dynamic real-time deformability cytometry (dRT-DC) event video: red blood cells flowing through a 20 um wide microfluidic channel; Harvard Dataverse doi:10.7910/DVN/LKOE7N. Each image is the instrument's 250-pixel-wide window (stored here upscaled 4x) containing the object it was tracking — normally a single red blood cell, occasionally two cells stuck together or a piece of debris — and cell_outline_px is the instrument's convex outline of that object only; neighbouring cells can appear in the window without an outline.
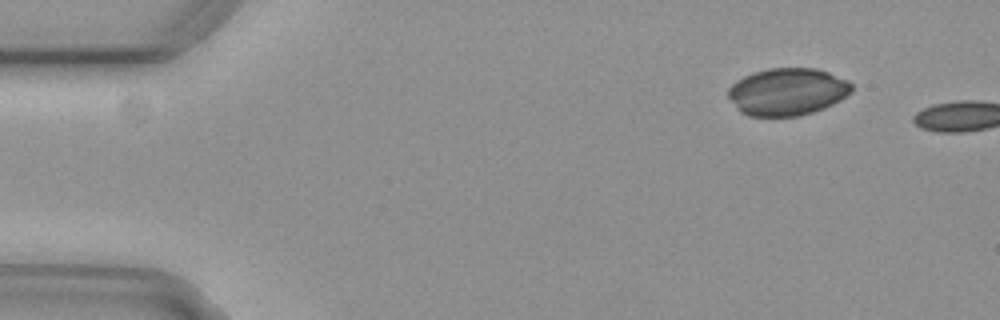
{"species": "common noctule bat (a hibernating species)", "species_latin": "Nyctalus noctula", "temperature_condition": "cold", "stored_images_in_passage": 4, "camera_frame_rate_fps": 3000, "um_per_image_px": 0.085, "animal": {"sex": "female", "body_mass_g": 29.2, "forearm_length_mm": 56.3}, "frame": {"image": 1, "passage_image": 2, "time_ms": 0.333, "image_size_px": [1000, 320], "cell_outline_px": [[852, 92], [840, 100], [824, 108], [812, 112], [796, 116], [748, 116], [740, 112], [736, 108], [728, 96], [728, 88], [736, 80], [752, 72], [768, 68], [816, 68], [828, 72], [848, 80], [852, 84]], "centroid_in_image_um": [66.91, 7.79], "position_along_channel_um": 18.1, "area_um2": 34.22}}